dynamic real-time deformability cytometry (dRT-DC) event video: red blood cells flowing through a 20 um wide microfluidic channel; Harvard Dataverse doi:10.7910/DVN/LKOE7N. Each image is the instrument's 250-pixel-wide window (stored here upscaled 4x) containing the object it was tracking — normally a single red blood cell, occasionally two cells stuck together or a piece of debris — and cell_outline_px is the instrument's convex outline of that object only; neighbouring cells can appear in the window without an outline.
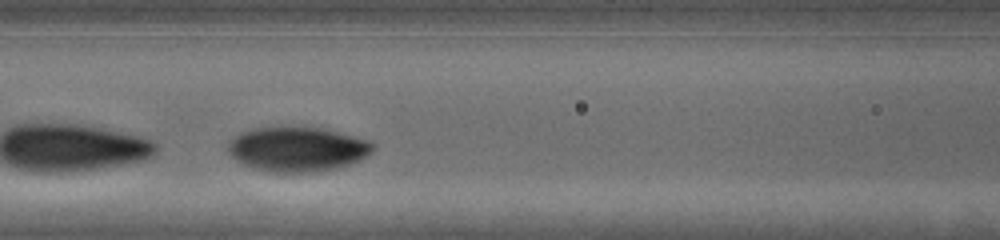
{"species": "human", "species_latin": "Homo sapiens", "temperature_condition": "cold", "stored_images_in_passage": 38, "camera_frame_rate_fps": 3000, "um_per_image_px": 0.085, "donor": {"sex": "female"}, "frame": {"image": 1, "passage_image": 16, "time_ms": 5.0, "image_size_px": [1000, 240], "cell_outline_px": [[376, 148], [372, 152], [348, 164], [332, 168], [300, 172], [284, 172], [256, 168], [244, 164], [232, 156], [228, 152], [228, 144], [236, 136], [244, 132], [256, 128], [320, 128], [368, 140]], "centroid_in_image_um": [25.27, 12.67], "position_along_channel_um": 141.3, "area_um2": 36.13}}
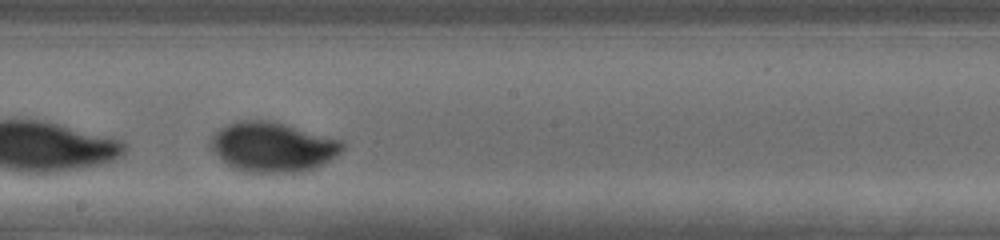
{"frame": {"image": 2, "passage_image": 23, "time_ms": 7.333, "image_size_px": [1000, 240], "cell_outline_px": [[344, 148], [340, 152], [328, 160], [312, 168], [276, 172], [264, 172], [236, 168], [228, 164], [208, 144], [208, 140], [220, 128], [228, 124], [240, 120], [268, 120], [284, 124], [344, 140]], "centroid_in_image_um": [23.17, 12.44], "position_along_channel_um": 225.0, "area_um2": 37.11}}
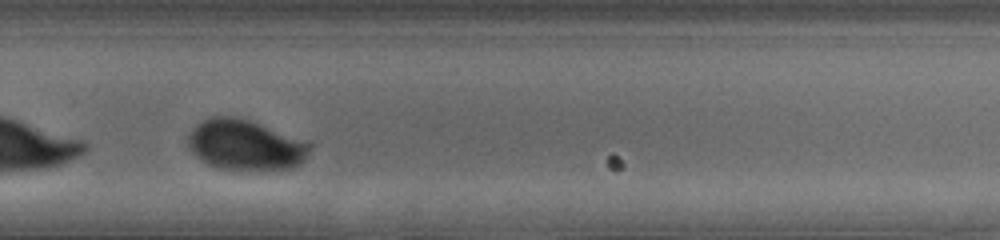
{"frame": {"image": 3, "passage_image": 30, "time_ms": 9.667, "image_size_px": [1000, 240], "cell_outline_px": [[312, 144], [304, 160], [300, 164], [288, 168], [220, 168], [208, 164], [200, 160], [196, 156], [188, 144], [188, 136], [192, 128], [204, 120], [212, 116], [236, 116], [248, 120]], "centroid_in_image_um": [20.8, 12.3], "position_along_channel_um": 309.0, "area_um2": 34.62}, "authors_computed_cell_mechanics": {"area_um2": 36.2695, "velocity_mm_per_s": 3.6079, "shape_relaxation_time_tau1_ms": 3.1058, "shape_relaxation_time_tau2_ms": null, "deformation_change_tau1": 0.1452, "deformation_change_tau2": null}}